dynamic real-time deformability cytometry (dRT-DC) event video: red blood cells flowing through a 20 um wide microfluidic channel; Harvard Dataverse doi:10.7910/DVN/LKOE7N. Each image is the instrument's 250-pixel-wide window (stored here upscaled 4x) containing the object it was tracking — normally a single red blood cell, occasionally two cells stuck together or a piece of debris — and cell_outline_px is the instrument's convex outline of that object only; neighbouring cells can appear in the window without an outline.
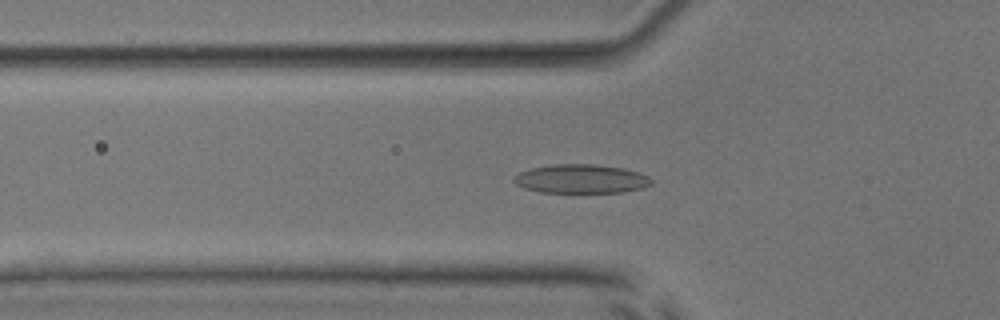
{"species": "common noctule bat (a hibernating species)", "species_latin": "Nyctalus noctula", "temperature_condition": "room temperature", "stored_images_in_passage": 52, "camera_frame_rate_fps": 3000, "um_per_image_px": 0.085, "animal": {"sex": "male", "body_mass_g": 17.9, "forearm_length_mm": 54.2}, "frame": {"image": 1, "passage_image": 18, "time_ms": 5.667, "image_size_px": [1000, 320], "cell_outline_px": [[652, 184], [644, 188], [620, 192], [540, 192], [524, 188], [516, 184], [512, 180], [520, 172], [532, 168], [552, 164], [592, 164], [624, 168], [648, 176], [652, 180]], "centroid_in_image_um": [49.4, 15.2], "position_along_channel_um": 76.4, "area_um2": 23.0}}
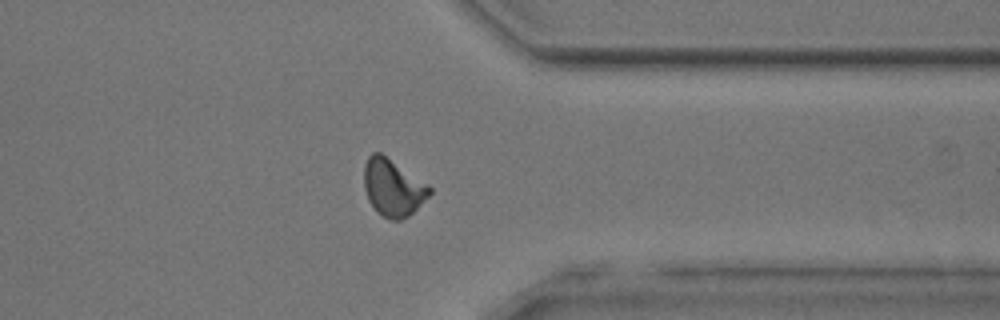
{"frame": {"image": 2, "passage_image": 41, "time_ms": 13.333, "image_size_px": [1000, 320], "cell_outline_px": [[432, 192], [408, 216], [400, 220], [392, 220], [376, 212], [368, 200], [364, 188], [364, 164], [368, 156], [372, 152], [380, 152], [428, 184], [432, 188]], "centroid_in_image_um": [33.37, 15.93], "position_along_channel_um": 378.0, "area_um2": 21.68}}
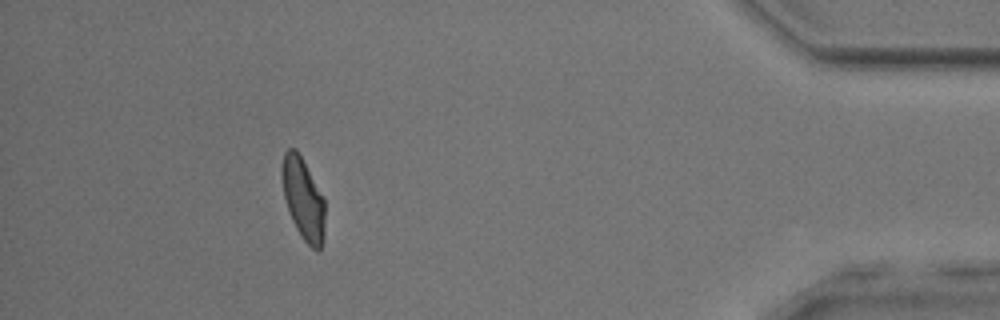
{"frame": {"image": 3, "passage_image": 47, "time_ms": 15.333, "image_size_px": [1000, 320], "cell_outline_px": [[324, 244], [320, 252], [316, 252], [300, 236], [292, 220], [284, 196], [280, 176], [280, 168], [284, 152], [288, 148], [296, 148], [324, 196]], "centroid_in_image_um": [25.77, 16.91], "position_along_channel_um": 409.4, "area_um2": 20.92}, "authors_computed_cell_mechanics": {"area_um2": 21.2993, "velocity_mm_per_s": 3.9922, "shape_relaxation_time_tau1_ms": 4.0101, "shape_relaxation_time_tau2_ms": 1.3324, "deformation_change_tau1": 0.1458, "deformation_change_tau2": 0.0611}}